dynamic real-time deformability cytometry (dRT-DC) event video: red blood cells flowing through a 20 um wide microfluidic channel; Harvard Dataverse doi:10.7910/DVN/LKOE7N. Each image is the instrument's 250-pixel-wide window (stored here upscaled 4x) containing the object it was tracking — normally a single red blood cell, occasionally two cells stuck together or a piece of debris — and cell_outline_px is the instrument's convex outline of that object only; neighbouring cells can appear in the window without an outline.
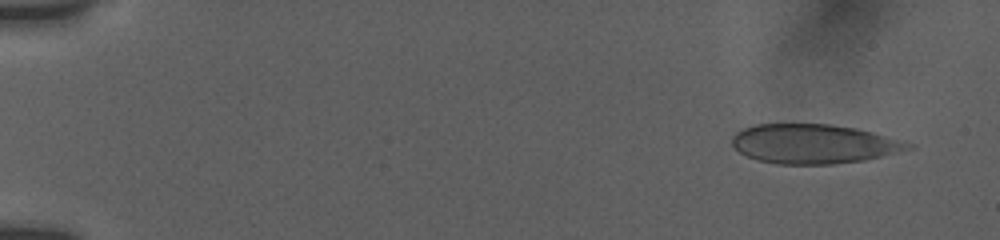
{"species": "human", "species_latin": "Homo sapiens", "temperature_condition": "room temperature", "stored_images_in_passage": 8, "camera_frame_rate_fps": 3000, "um_per_image_px": 0.085, "donor": {"sex": "female"}, "frame": {"image": 1, "passage_image": 7, "time_ms": 1.333, "image_size_px": [1000, 240], "cell_outline_px": [[892, 144], [888, 152], [876, 156], [860, 160], [832, 164], [780, 164], [760, 160], [748, 156], [740, 152], [732, 144], [732, 140], [740, 132], [748, 128], [760, 124], [828, 124], [852, 128], [868, 132]], "centroid_in_image_um": [68.73, 12.23], "position_along_channel_um": 16.3, "area_um2": 36.82}}